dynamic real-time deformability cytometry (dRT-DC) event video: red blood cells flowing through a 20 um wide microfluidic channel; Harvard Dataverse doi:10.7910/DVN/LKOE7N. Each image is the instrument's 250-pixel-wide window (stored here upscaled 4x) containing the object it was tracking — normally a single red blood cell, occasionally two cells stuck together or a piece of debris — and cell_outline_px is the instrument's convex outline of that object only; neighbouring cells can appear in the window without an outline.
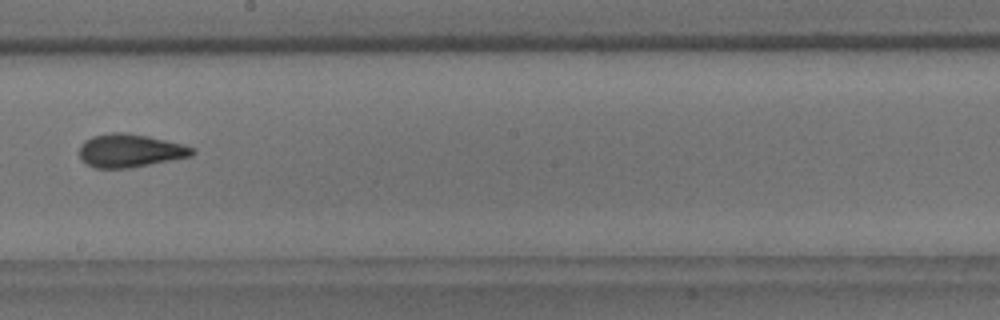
{"species": "common noctule bat (a hibernating species)", "species_latin": "Nyctalus noctula", "temperature_condition": "room temperature", "stored_images_in_passage": 9, "camera_frame_rate_fps": 3000, "um_per_image_px": 0.085, "animal": {"sex": "male", "body_mass_g": 18.8}, "frame": {"image": 1, "passage_image": 9, "time_ms": 10.0, "image_size_px": [1000, 320], "cell_outline_px": [[196, 152], [192, 156], [128, 168], [96, 168], [80, 160], [80, 144], [84, 140], [92, 136], [112, 132], [128, 132], [148, 136], [196, 148]], "centroid_in_image_um": [11.03, 12.79], "position_along_channel_um": 237.2, "area_um2": 21.85}}